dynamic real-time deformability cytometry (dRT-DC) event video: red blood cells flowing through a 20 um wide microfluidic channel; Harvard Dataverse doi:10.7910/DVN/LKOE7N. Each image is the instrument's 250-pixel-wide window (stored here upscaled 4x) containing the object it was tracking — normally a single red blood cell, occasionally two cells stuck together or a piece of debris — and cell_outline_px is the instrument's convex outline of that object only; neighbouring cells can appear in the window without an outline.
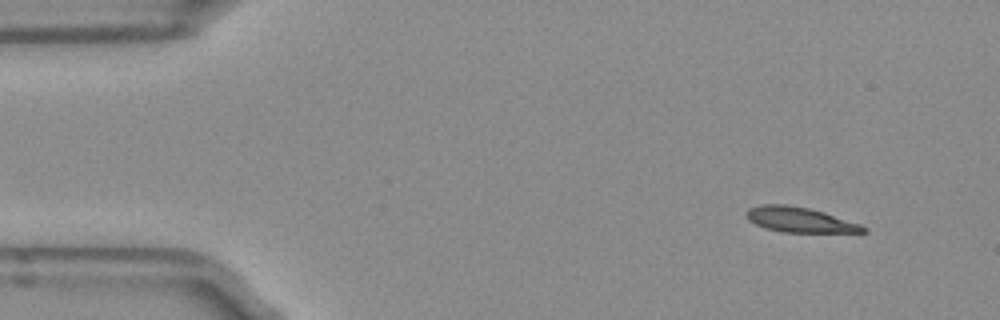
{"species": "Egyptian fruit bat (a non-hibernating species)", "species_latin": "Rousettus aegyptiacus", "temperature_condition": "room temperature", "stored_images_in_passage": 6, "camera_frame_rate_fps": 3000, "um_per_image_px": 0.085, "frame": {"image": 1, "passage_image": 1, "time_ms": 0.0, "image_size_px": [1000, 320], "cell_outline_px": [[868, 232], [784, 232], [764, 228], [748, 220], [744, 212], [748, 208], [760, 204], [788, 204], [808, 208], [824, 212], [860, 224], [868, 228]], "centroid_in_image_um": [67.94, 18.67], "position_along_channel_um": 17.1, "area_um2": 17.17}}
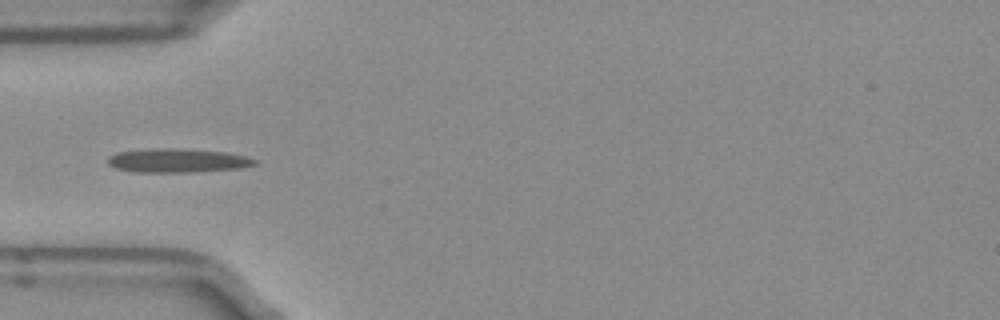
{"frame": {"image": 2, "passage_image": 4, "time_ms": 1.0, "image_size_px": [1000, 320], "cell_outline_px": [[256, 164], [240, 168], [196, 172], [136, 172], [116, 168], [108, 164], [108, 156], [116, 152], [148, 148], [164, 148], [224, 152], [244, 156], [256, 160]], "centroid_in_image_um": [15.02, 13.65], "position_along_channel_um": 70.0, "area_um2": 20.29}}
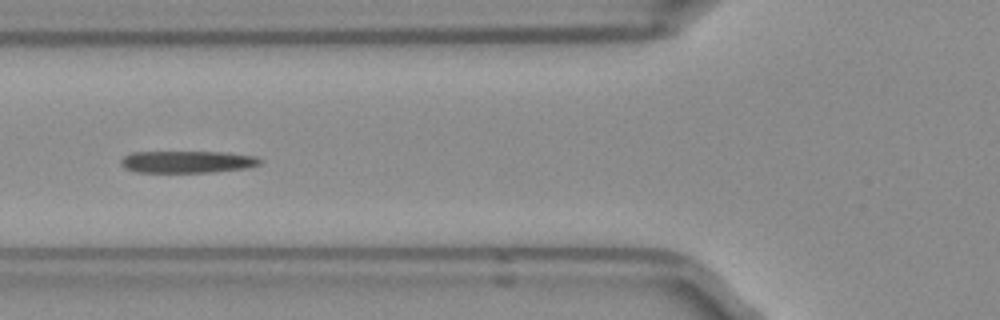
{"frame": {"image": 3, "passage_image": 5, "time_ms": 1.333, "image_size_px": [1000, 320], "cell_outline_px": [[264, 160], [260, 164], [244, 168], [212, 172], [136, 172], [124, 168], [120, 164], [120, 160], [124, 156], [132, 152], [228, 152], [256, 156]], "centroid_in_image_um": [15.92, 13.75], "position_along_channel_um": 109.9, "area_um2": 17.98}}